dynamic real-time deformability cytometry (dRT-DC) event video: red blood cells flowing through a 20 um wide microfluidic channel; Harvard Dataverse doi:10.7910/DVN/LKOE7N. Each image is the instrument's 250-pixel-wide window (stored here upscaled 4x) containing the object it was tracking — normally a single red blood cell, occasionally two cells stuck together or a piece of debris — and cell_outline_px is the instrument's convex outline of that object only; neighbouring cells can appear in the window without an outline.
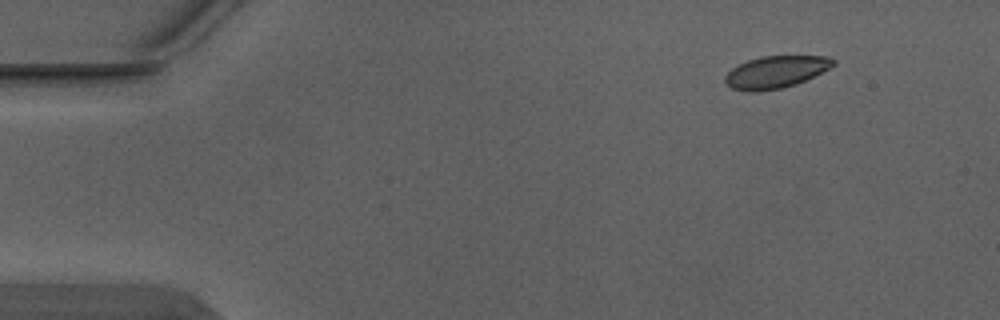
{"species": "Egyptian fruit bat (a non-hibernating species)", "species_latin": "Rousettus aegyptiacus", "temperature_condition": "warm", "stored_images_in_passage": 2, "camera_frame_rate_fps": 3000, "um_per_image_px": 0.085, "animal": {"sex": "male"}, "frame": {"image": 1, "passage_image": 1, "time_ms": 0.0, "image_size_px": [1000, 320], "cell_outline_px": [[836, 64], [796, 84], [780, 88], [756, 92], [748, 92], [732, 88], [724, 80], [724, 76], [732, 68], [748, 60], [760, 56], [828, 56], [836, 60]], "centroid_in_image_um": [65.92, 6.11], "position_along_channel_um": 19.1, "area_um2": 20.06}}